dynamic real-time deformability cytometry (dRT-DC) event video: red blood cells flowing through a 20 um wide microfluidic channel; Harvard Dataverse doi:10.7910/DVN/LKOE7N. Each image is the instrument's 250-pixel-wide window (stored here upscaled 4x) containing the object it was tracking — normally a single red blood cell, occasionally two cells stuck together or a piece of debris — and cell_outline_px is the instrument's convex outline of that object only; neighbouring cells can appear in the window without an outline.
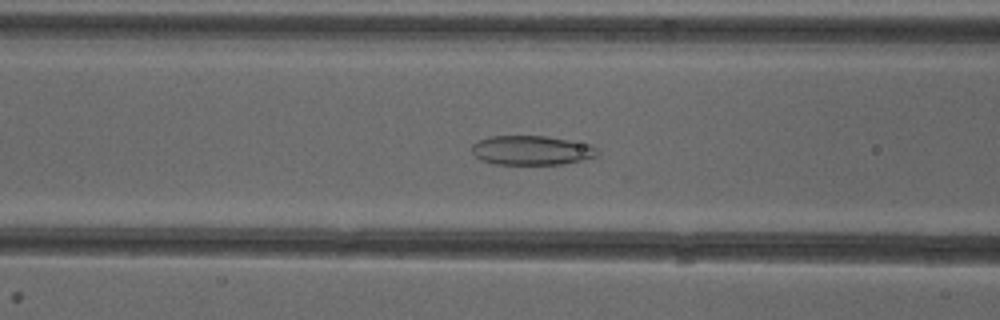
{"species": "common noctule bat (a hibernating species)", "species_latin": "Nyctalus noctula", "temperature_condition": "cold", "stored_images_in_passage": 41, "camera_frame_rate_fps": 3000, "um_per_image_px": 0.085, "animal": {"sex": "female"}, "frame": {"image": 1, "passage_image": 10, "time_ms": 3.0, "image_size_px": [1000, 320], "cell_outline_px": [[600, 152], [596, 156], [580, 160], [560, 164], [492, 164], [480, 160], [472, 152], [472, 144], [488, 136], [544, 136], [592, 144]], "centroid_in_image_um": [45.17, 12.77], "position_along_channel_um": 121.4, "area_um2": 21.44}}
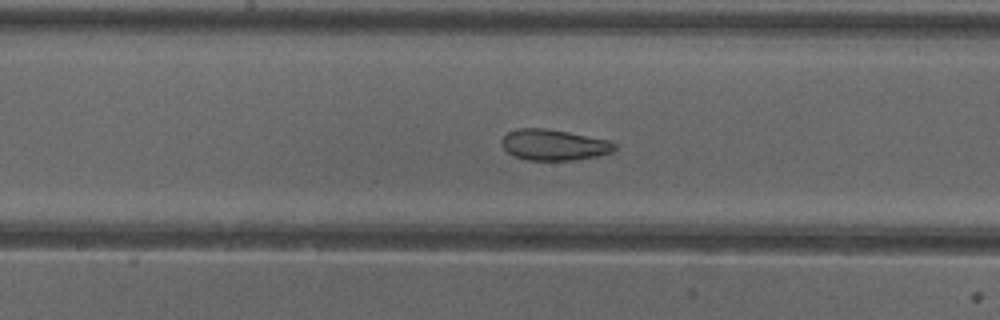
{"frame": {"image": 2, "passage_image": 16, "time_ms": 5.0, "image_size_px": [1000, 320], "cell_outline_px": [[616, 148], [612, 152], [596, 156], [572, 160], [528, 160], [516, 156], [508, 152], [500, 144], [500, 140], [508, 132], [520, 128], [544, 128], [568, 132], [608, 140], [616, 144]], "centroid_in_image_um": [47.06, 12.31], "position_along_channel_um": 201.1, "area_um2": 20.17}}
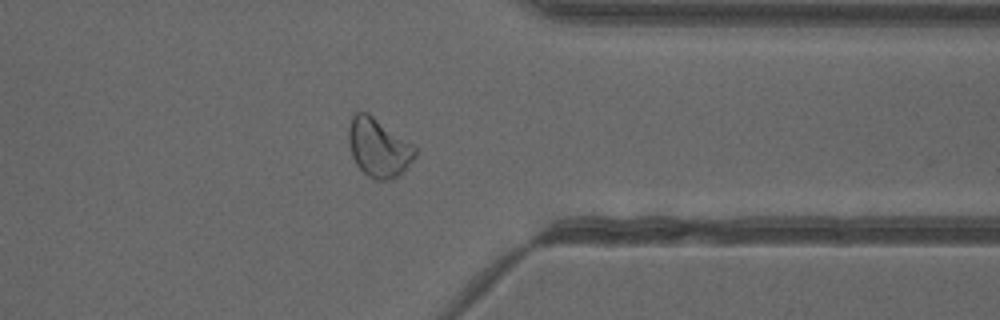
{"frame": {"image": 3, "passage_image": 30, "time_ms": 9.667, "image_size_px": [1000, 320], "cell_outline_px": [[416, 156], [392, 180], [376, 180], [368, 176], [356, 164], [352, 156], [348, 144], [348, 128], [352, 116], [356, 112], [368, 112], [412, 144], [416, 148]], "centroid_in_image_um": [32.13, 12.53], "position_along_channel_um": 379.3, "area_um2": 22.48}, "authors_computed_cell_mechanics": {"area_um2": 22.1952, "velocity_mm_per_s": 3.967, "shape_relaxation_time_tau1_ms": null, "shape_relaxation_time_tau2_ms": 2.2544, "deformation_change_tau1": null, "deformation_change_tau2": 0.0556}}